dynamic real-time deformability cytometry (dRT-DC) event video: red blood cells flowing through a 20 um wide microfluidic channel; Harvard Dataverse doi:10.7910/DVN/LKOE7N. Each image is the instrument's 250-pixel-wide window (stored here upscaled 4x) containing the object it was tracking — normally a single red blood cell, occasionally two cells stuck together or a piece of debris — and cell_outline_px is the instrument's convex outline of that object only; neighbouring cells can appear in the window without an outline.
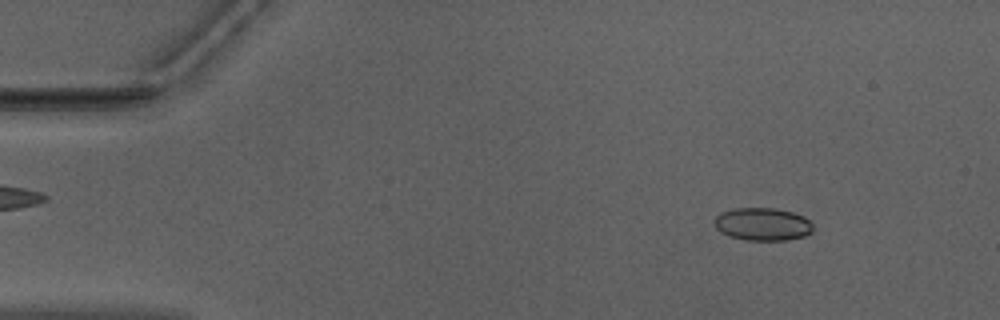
{"species": "Egyptian fruit bat (a non-hibernating species)", "species_latin": "Rousettus aegyptiacus", "temperature_condition": "warm", "stored_images_in_passage": 51, "camera_frame_rate_fps": 3000, "um_per_image_px": 0.085, "animal": {"sex": "male"}, "frame": {"image": 1, "passage_image": 6, "time_ms": 1.667, "image_size_px": [1000, 320], "cell_outline_px": [[812, 232], [804, 236], [788, 240], [744, 240], [728, 236], [720, 232], [716, 228], [712, 220], [720, 212], [736, 208], [776, 208], [792, 212], [804, 216], [812, 224]], "centroid_in_image_um": [64.79, 19.05], "position_along_channel_um": 20.2, "area_um2": 19.07}}
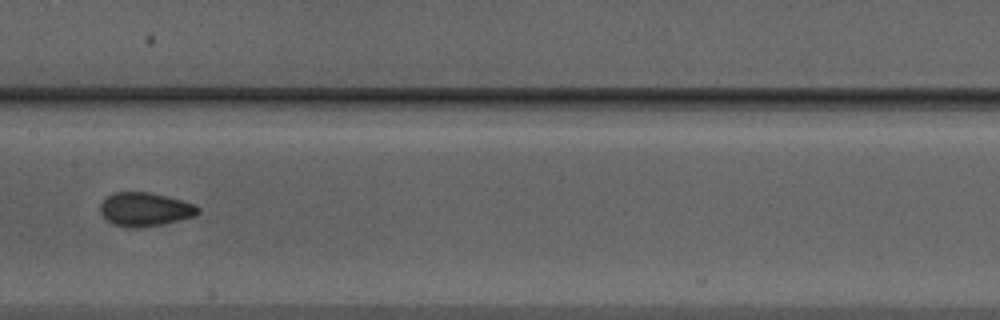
{"frame": {"image": 2, "passage_image": 26, "time_ms": 8.333, "image_size_px": [1000, 320], "cell_outline_px": [[200, 212], [196, 216], [160, 224], [140, 228], [124, 228], [112, 224], [100, 212], [100, 204], [112, 192], [148, 192], [196, 204], [200, 208]], "centroid_in_image_um": [12.32, 17.8], "position_along_channel_um": 195.1, "area_um2": 19.19}}
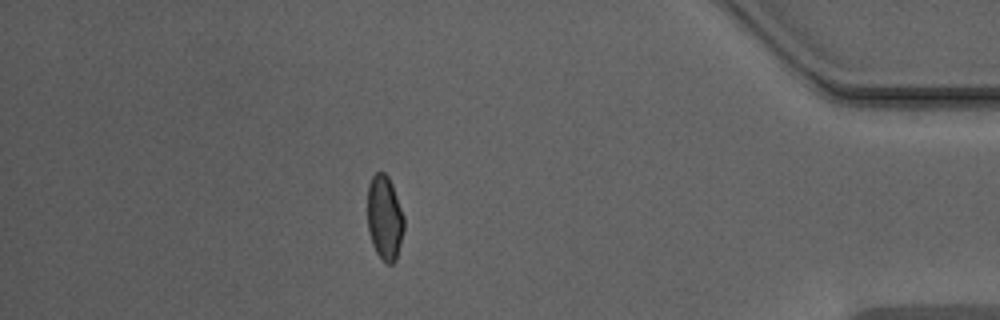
{"frame": {"image": 3, "passage_image": 45, "time_ms": 14.667, "image_size_px": [1000, 320], "cell_outline_px": [[404, 228], [396, 260], [392, 264], [388, 264], [376, 252], [372, 244], [368, 232], [368, 184], [372, 176], [376, 172], [384, 172], [388, 176], [392, 184], [404, 216]], "centroid_in_image_um": [32.69, 18.5], "position_along_channel_um": 402.5, "area_um2": 17.98}, "authors_computed_cell_mechanics": {"area_um2": 18.6116, "velocity_mm_per_s": 3.9769, "shape_relaxation_time_tau1_ms": null, "shape_relaxation_time_tau2_ms": 0.9185, "deformation_change_tau1": null, "deformation_change_tau2": 0.0608}}